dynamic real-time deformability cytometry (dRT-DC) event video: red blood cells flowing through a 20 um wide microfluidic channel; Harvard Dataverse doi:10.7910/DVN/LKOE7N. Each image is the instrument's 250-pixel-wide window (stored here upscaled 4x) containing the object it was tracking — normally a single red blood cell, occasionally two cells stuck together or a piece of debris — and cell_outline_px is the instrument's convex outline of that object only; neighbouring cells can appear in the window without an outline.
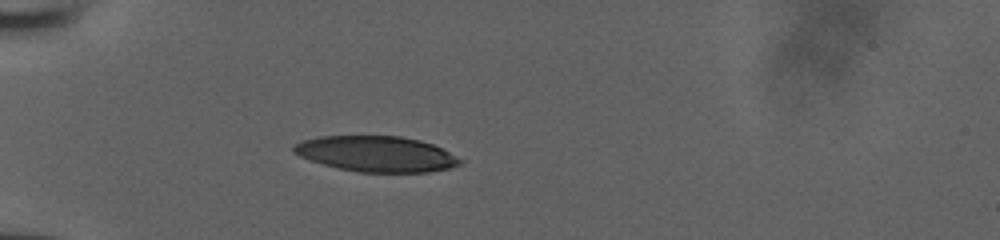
{"species": "human", "species_latin": "Homo sapiens", "temperature_condition": "room temperature", "stored_images_in_passage": 36, "camera_frame_rate_fps": 3000, "um_per_image_px": 0.085, "donor": {"sex": "male"}, "frame": {"image": 1, "passage_image": 1, "time_ms": 0.0, "image_size_px": [1000, 240], "cell_outline_px": [[464, 160], [460, 164], [448, 168], [428, 172], [360, 172], [340, 168], [324, 164], [300, 156], [292, 152], [292, 144], [300, 140], [316, 136], [400, 136], [420, 140], [432, 144]], "centroid_in_image_um": [31.95, 13.07], "position_along_channel_um": 53.1, "area_um2": 34.45}}
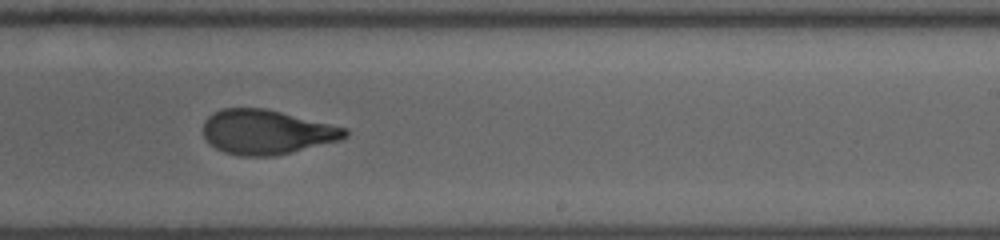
{"frame": {"image": 2, "passage_image": 18, "time_ms": 5.667, "image_size_px": [1000, 240], "cell_outline_px": [[348, 136], [344, 140], [276, 156], [240, 156], [224, 152], [216, 148], [204, 136], [204, 120], [212, 112], [224, 108], [264, 108], [348, 128]], "centroid_in_image_um": [22.71, 11.23], "position_along_channel_um": 266.3, "area_um2": 36.99}}
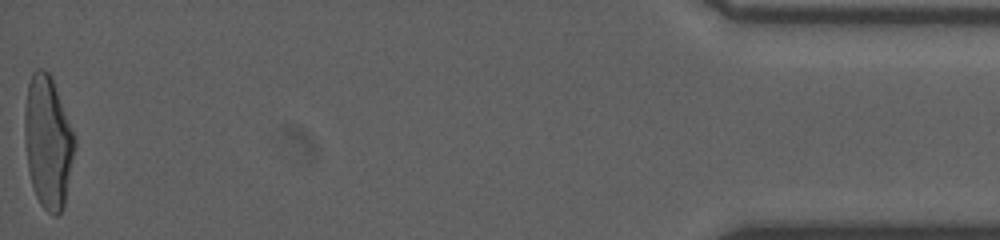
{"frame": {"image": 3, "passage_image": 36, "time_ms": 11.667, "image_size_px": [1000, 240], "cell_outline_px": [[76, 148], [64, 204], [60, 212], [56, 216], [52, 216], [40, 204], [36, 196], [32, 184], [28, 168], [24, 140], [24, 112], [28, 84], [32, 72], [36, 68], [44, 68], [48, 72], [52, 80], [76, 136]], "centroid_in_image_um": [4.08, 12.07], "position_along_channel_um": 431.1, "area_um2": 38.73}}